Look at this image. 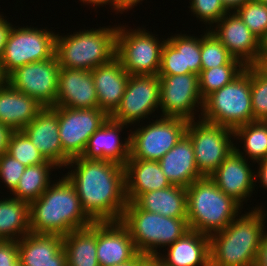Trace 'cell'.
Listing matches in <instances>:
<instances>
[{
	"label": "cell",
	"instance_id": "ac0fdd59",
	"mask_svg": "<svg viewBox=\"0 0 267 266\" xmlns=\"http://www.w3.org/2000/svg\"><path fill=\"white\" fill-rule=\"evenodd\" d=\"M23 131L46 160L66 167L70 159L59 137L58 106L44 107Z\"/></svg>",
	"mask_w": 267,
	"mask_h": 266
},
{
	"label": "cell",
	"instance_id": "484cf974",
	"mask_svg": "<svg viewBox=\"0 0 267 266\" xmlns=\"http://www.w3.org/2000/svg\"><path fill=\"white\" fill-rule=\"evenodd\" d=\"M158 162L171 185L187 188L203 177L197 169L194 148L186 134Z\"/></svg>",
	"mask_w": 267,
	"mask_h": 266
},
{
	"label": "cell",
	"instance_id": "f907efd6",
	"mask_svg": "<svg viewBox=\"0 0 267 266\" xmlns=\"http://www.w3.org/2000/svg\"><path fill=\"white\" fill-rule=\"evenodd\" d=\"M81 2L86 3V4H92L93 6H104L110 4L111 9L113 10V0H80Z\"/></svg>",
	"mask_w": 267,
	"mask_h": 266
},
{
	"label": "cell",
	"instance_id": "4fadbf2b",
	"mask_svg": "<svg viewBox=\"0 0 267 266\" xmlns=\"http://www.w3.org/2000/svg\"><path fill=\"white\" fill-rule=\"evenodd\" d=\"M60 68L54 56L15 69L6 77V82L12 88L33 97L43 107H54Z\"/></svg>",
	"mask_w": 267,
	"mask_h": 266
},
{
	"label": "cell",
	"instance_id": "4dcf8cb0",
	"mask_svg": "<svg viewBox=\"0 0 267 266\" xmlns=\"http://www.w3.org/2000/svg\"><path fill=\"white\" fill-rule=\"evenodd\" d=\"M10 197L0 200V240L17 241L30 233L29 204Z\"/></svg>",
	"mask_w": 267,
	"mask_h": 266
},
{
	"label": "cell",
	"instance_id": "c3c4849f",
	"mask_svg": "<svg viewBox=\"0 0 267 266\" xmlns=\"http://www.w3.org/2000/svg\"><path fill=\"white\" fill-rule=\"evenodd\" d=\"M223 6L228 12H235L238 8L242 7L250 0H221Z\"/></svg>",
	"mask_w": 267,
	"mask_h": 266
},
{
	"label": "cell",
	"instance_id": "e575fe53",
	"mask_svg": "<svg viewBox=\"0 0 267 266\" xmlns=\"http://www.w3.org/2000/svg\"><path fill=\"white\" fill-rule=\"evenodd\" d=\"M251 103L254 121H267V67L251 65Z\"/></svg>",
	"mask_w": 267,
	"mask_h": 266
},
{
	"label": "cell",
	"instance_id": "7c38bea8",
	"mask_svg": "<svg viewBox=\"0 0 267 266\" xmlns=\"http://www.w3.org/2000/svg\"><path fill=\"white\" fill-rule=\"evenodd\" d=\"M160 79V110L162 117L196 120V107L202 114L204 100L199 92L198 75H158Z\"/></svg>",
	"mask_w": 267,
	"mask_h": 266
},
{
	"label": "cell",
	"instance_id": "2e32d148",
	"mask_svg": "<svg viewBox=\"0 0 267 266\" xmlns=\"http://www.w3.org/2000/svg\"><path fill=\"white\" fill-rule=\"evenodd\" d=\"M232 13V14H231ZM213 34L228 52L245 66L255 65L258 59L259 38L253 34L236 12H227L216 24Z\"/></svg>",
	"mask_w": 267,
	"mask_h": 266
},
{
	"label": "cell",
	"instance_id": "8d00e7d4",
	"mask_svg": "<svg viewBox=\"0 0 267 266\" xmlns=\"http://www.w3.org/2000/svg\"><path fill=\"white\" fill-rule=\"evenodd\" d=\"M7 153L26 167L38 165L46 161L23 130L13 131Z\"/></svg>",
	"mask_w": 267,
	"mask_h": 266
},
{
	"label": "cell",
	"instance_id": "f546056e",
	"mask_svg": "<svg viewBox=\"0 0 267 266\" xmlns=\"http://www.w3.org/2000/svg\"><path fill=\"white\" fill-rule=\"evenodd\" d=\"M67 266H99L97 258V222L63 236Z\"/></svg>",
	"mask_w": 267,
	"mask_h": 266
},
{
	"label": "cell",
	"instance_id": "f1b7e54d",
	"mask_svg": "<svg viewBox=\"0 0 267 266\" xmlns=\"http://www.w3.org/2000/svg\"><path fill=\"white\" fill-rule=\"evenodd\" d=\"M140 209L172 218H187L186 188L171 185L146 192L133 201Z\"/></svg>",
	"mask_w": 267,
	"mask_h": 266
},
{
	"label": "cell",
	"instance_id": "ba28073f",
	"mask_svg": "<svg viewBox=\"0 0 267 266\" xmlns=\"http://www.w3.org/2000/svg\"><path fill=\"white\" fill-rule=\"evenodd\" d=\"M117 27L115 57L129 75H158L163 41L145 28Z\"/></svg>",
	"mask_w": 267,
	"mask_h": 266
},
{
	"label": "cell",
	"instance_id": "ffe728a7",
	"mask_svg": "<svg viewBox=\"0 0 267 266\" xmlns=\"http://www.w3.org/2000/svg\"><path fill=\"white\" fill-rule=\"evenodd\" d=\"M55 106L98 108L92 70L60 68Z\"/></svg>",
	"mask_w": 267,
	"mask_h": 266
},
{
	"label": "cell",
	"instance_id": "db71d44e",
	"mask_svg": "<svg viewBox=\"0 0 267 266\" xmlns=\"http://www.w3.org/2000/svg\"><path fill=\"white\" fill-rule=\"evenodd\" d=\"M12 266H22L19 259Z\"/></svg>",
	"mask_w": 267,
	"mask_h": 266
},
{
	"label": "cell",
	"instance_id": "7dc6e473",
	"mask_svg": "<svg viewBox=\"0 0 267 266\" xmlns=\"http://www.w3.org/2000/svg\"><path fill=\"white\" fill-rule=\"evenodd\" d=\"M256 264L258 266H267V236L265 234L261 241Z\"/></svg>",
	"mask_w": 267,
	"mask_h": 266
},
{
	"label": "cell",
	"instance_id": "7bdbcfd3",
	"mask_svg": "<svg viewBox=\"0 0 267 266\" xmlns=\"http://www.w3.org/2000/svg\"><path fill=\"white\" fill-rule=\"evenodd\" d=\"M13 129L0 122V156L7 152L10 137Z\"/></svg>",
	"mask_w": 267,
	"mask_h": 266
},
{
	"label": "cell",
	"instance_id": "74e56055",
	"mask_svg": "<svg viewBox=\"0 0 267 266\" xmlns=\"http://www.w3.org/2000/svg\"><path fill=\"white\" fill-rule=\"evenodd\" d=\"M235 12L259 39L267 32V5L264 3L250 0Z\"/></svg>",
	"mask_w": 267,
	"mask_h": 266
},
{
	"label": "cell",
	"instance_id": "d590c367",
	"mask_svg": "<svg viewBox=\"0 0 267 266\" xmlns=\"http://www.w3.org/2000/svg\"><path fill=\"white\" fill-rule=\"evenodd\" d=\"M201 35V69L228 64L234 57L208 28Z\"/></svg>",
	"mask_w": 267,
	"mask_h": 266
},
{
	"label": "cell",
	"instance_id": "44dd1931",
	"mask_svg": "<svg viewBox=\"0 0 267 266\" xmlns=\"http://www.w3.org/2000/svg\"><path fill=\"white\" fill-rule=\"evenodd\" d=\"M17 241L22 266H67L63 236L30 232Z\"/></svg>",
	"mask_w": 267,
	"mask_h": 266
},
{
	"label": "cell",
	"instance_id": "f35d334b",
	"mask_svg": "<svg viewBox=\"0 0 267 266\" xmlns=\"http://www.w3.org/2000/svg\"><path fill=\"white\" fill-rule=\"evenodd\" d=\"M190 8L192 14L197 20L205 22L211 26L217 23L228 11L223 6L221 0H190Z\"/></svg>",
	"mask_w": 267,
	"mask_h": 266
},
{
	"label": "cell",
	"instance_id": "11a10c76",
	"mask_svg": "<svg viewBox=\"0 0 267 266\" xmlns=\"http://www.w3.org/2000/svg\"><path fill=\"white\" fill-rule=\"evenodd\" d=\"M158 266H165L164 264H162L161 262H160V259L158 258Z\"/></svg>",
	"mask_w": 267,
	"mask_h": 266
},
{
	"label": "cell",
	"instance_id": "4316f807",
	"mask_svg": "<svg viewBox=\"0 0 267 266\" xmlns=\"http://www.w3.org/2000/svg\"><path fill=\"white\" fill-rule=\"evenodd\" d=\"M126 198L133 202L139 195L171 186L158 161L133 159L124 165Z\"/></svg>",
	"mask_w": 267,
	"mask_h": 266
},
{
	"label": "cell",
	"instance_id": "9a60e30c",
	"mask_svg": "<svg viewBox=\"0 0 267 266\" xmlns=\"http://www.w3.org/2000/svg\"><path fill=\"white\" fill-rule=\"evenodd\" d=\"M160 109V79L158 75H130L126 90L110 118L131 126L140 123Z\"/></svg>",
	"mask_w": 267,
	"mask_h": 266
},
{
	"label": "cell",
	"instance_id": "d6986e66",
	"mask_svg": "<svg viewBox=\"0 0 267 266\" xmlns=\"http://www.w3.org/2000/svg\"><path fill=\"white\" fill-rule=\"evenodd\" d=\"M201 72V37L175 34L167 38L158 75H183Z\"/></svg>",
	"mask_w": 267,
	"mask_h": 266
},
{
	"label": "cell",
	"instance_id": "6da1fadb",
	"mask_svg": "<svg viewBox=\"0 0 267 266\" xmlns=\"http://www.w3.org/2000/svg\"><path fill=\"white\" fill-rule=\"evenodd\" d=\"M69 167L74 169L65 176L74 185L86 214L94 222L120 221L128 203L124 166L81 156L71 159L65 168Z\"/></svg>",
	"mask_w": 267,
	"mask_h": 266
},
{
	"label": "cell",
	"instance_id": "cb8c5ba5",
	"mask_svg": "<svg viewBox=\"0 0 267 266\" xmlns=\"http://www.w3.org/2000/svg\"><path fill=\"white\" fill-rule=\"evenodd\" d=\"M129 76L116 57L92 70L98 97V108L105 111L109 116L120 105Z\"/></svg>",
	"mask_w": 267,
	"mask_h": 266
},
{
	"label": "cell",
	"instance_id": "60d3db41",
	"mask_svg": "<svg viewBox=\"0 0 267 266\" xmlns=\"http://www.w3.org/2000/svg\"><path fill=\"white\" fill-rule=\"evenodd\" d=\"M18 260V241L0 240V266H12Z\"/></svg>",
	"mask_w": 267,
	"mask_h": 266
},
{
	"label": "cell",
	"instance_id": "bcb514c9",
	"mask_svg": "<svg viewBox=\"0 0 267 266\" xmlns=\"http://www.w3.org/2000/svg\"><path fill=\"white\" fill-rule=\"evenodd\" d=\"M259 169L255 172V179H258V183L262 184V188H267V159L257 162ZM259 177V178H258Z\"/></svg>",
	"mask_w": 267,
	"mask_h": 266
},
{
	"label": "cell",
	"instance_id": "7a4b0ae2",
	"mask_svg": "<svg viewBox=\"0 0 267 266\" xmlns=\"http://www.w3.org/2000/svg\"><path fill=\"white\" fill-rule=\"evenodd\" d=\"M58 180L29 204L30 232L64 236L94 222L84 211L74 185L65 175Z\"/></svg>",
	"mask_w": 267,
	"mask_h": 266
},
{
	"label": "cell",
	"instance_id": "30bf717a",
	"mask_svg": "<svg viewBox=\"0 0 267 266\" xmlns=\"http://www.w3.org/2000/svg\"><path fill=\"white\" fill-rule=\"evenodd\" d=\"M188 121L186 135L190 138L197 169L203 177L210 176L225 158L233 152L234 131L223 125L202 119Z\"/></svg>",
	"mask_w": 267,
	"mask_h": 266
},
{
	"label": "cell",
	"instance_id": "f6af8a7d",
	"mask_svg": "<svg viewBox=\"0 0 267 266\" xmlns=\"http://www.w3.org/2000/svg\"><path fill=\"white\" fill-rule=\"evenodd\" d=\"M143 0H113V10L118 14L123 12H127L128 9L134 8L137 6L136 4L140 3Z\"/></svg>",
	"mask_w": 267,
	"mask_h": 266
},
{
	"label": "cell",
	"instance_id": "681fc988",
	"mask_svg": "<svg viewBox=\"0 0 267 266\" xmlns=\"http://www.w3.org/2000/svg\"><path fill=\"white\" fill-rule=\"evenodd\" d=\"M147 255L142 254V253H138L133 259L128 260L126 262L123 263H119V264H114L111 266H138L139 263L146 257Z\"/></svg>",
	"mask_w": 267,
	"mask_h": 266
},
{
	"label": "cell",
	"instance_id": "7402d4cb",
	"mask_svg": "<svg viewBox=\"0 0 267 266\" xmlns=\"http://www.w3.org/2000/svg\"><path fill=\"white\" fill-rule=\"evenodd\" d=\"M138 253L128 229L120 221L97 222L99 266L123 263Z\"/></svg>",
	"mask_w": 267,
	"mask_h": 266
},
{
	"label": "cell",
	"instance_id": "e0dca14e",
	"mask_svg": "<svg viewBox=\"0 0 267 266\" xmlns=\"http://www.w3.org/2000/svg\"><path fill=\"white\" fill-rule=\"evenodd\" d=\"M253 171L248 160L234 149L209 177L227 196L243 206V201H248L255 190L257 182Z\"/></svg>",
	"mask_w": 267,
	"mask_h": 266
},
{
	"label": "cell",
	"instance_id": "816d5d0a",
	"mask_svg": "<svg viewBox=\"0 0 267 266\" xmlns=\"http://www.w3.org/2000/svg\"><path fill=\"white\" fill-rule=\"evenodd\" d=\"M138 266H158V257L147 255Z\"/></svg>",
	"mask_w": 267,
	"mask_h": 266
},
{
	"label": "cell",
	"instance_id": "3957f363",
	"mask_svg": "<svg viewBox=\"0 0 267 266\" xmlns=\"http://www.w3.org/2000/svg\"><path fill=\"white\" fill-rule=\"evenodd\" d=\"M254 209V210H252ZM251 208L238 215L210 239V266H251L256 264L265 233L267 210ZM266 212V213H265ZM265 220V222H264Z\"/></svg>",
	"mask_w": 267,
	"mask_h": 266
},
{
	"label": "cell",
	"instance_id": "f5cc1de1",
	"mask_svg": "<svg viewBox=\"0 0 267 266\" xmlns=\"http://www.w3.org/2000/svg\"><path fill=\"white\" fill-rule=\"evenodd\" d=\"M6 83V76L4 75L0 65V88Z\"/></svg>",
	"mask_w": 267,
	"mask_h": 266
},
{
	"label": "cell",
	"instance_id": "5b68a950",
	"mask_svg": "<svg viewBox=\"0 0 267 266\" xmlns=\"http://www.w3.org/2000/svg\"><path fill=\"white\" fill-rule=\"evenodd\" d=\"M117 27L90 28L73 34H56L55 56L69 69L93 70L115 57Z\"/></svg>",
	"mask_w": 267,
	"mask_h": 266
},
{
	"label": "cell",
	"instance_id": "ee69618b",
	"mask_svg": "<svg viewBox=\"0 0 267 266\" xmlns=\"http://www.w3.org/2000/svg\"><path fill=\"white\" fill-rule=\"evenodd\" d=\"M255 65L267 67V32L259 39L258 59Z\"/></svg>",
	"mask_w": 267,
	"mask_h": 266
},
{
	"label": "cell",
	"instance_id": "d4e9b609",
	"mask_svg": "<svg viewBox=\"0 0 267 266\" xmlns=\"http://www.w3.org/2000/svg\"><path fill=\"white\" fill-rule=\"evenodd\" d=\"M157 257L165 266H210L209 236L189 230Z\"/></svg>",
	"mask_w": 267,
	"mask_h": 266
},
{
	"label": "cell",
	"instance_id": "836d02e7",
	"mask_svg": "<svg viewBox=\"0 0 267 266\" xmlns=\"http://www.w3.org/2000/svg\"><path fill=\"white\" fill-rule=\"evenodd\" d=\"M245 65L233 58L228 64L211 69H201L198 75L199 92L203 100L212 92L231 83L245 70Z\"/></svg>",
	"mask_w": 267,
	"mask_h": 266
},
{
	"label": "cell",
	"instance_id": "8992f818",
	"mask_svg": "<svg viewBox=\"0 0 267 266\" xmlns=\"http://www.w3.org/2000/svg\"><path fill=\"white\" fill-rule=\"evenodd\" d=\"M120 222L128 229L139 253L157 256V248L170 246L186 232L187 218H172L140 209L128 202Z\"/></svg>",
	"mask_w": 267,
	"mask_h": 266
},
{
	"label": "cell",
	"instance_id": "9c48e42d",
	"mask_svg": "<svg viewBox=\"0 0 267 266\" xmlns=\"http://www.w3.org/2000/svg\"><path fill=\"white\" fill-rule=\"evenodd\" d=\"M55 40L56 33L46 28L12 27L0 61L4 75L23 65L53 58Z\"/></svg>",
	"mask_w": 267,
	"mask_h": 266
},
{
	"label": "cell",
	"instance_id": "277c9868",
	"mask_svg": "<svg viewBox=\"0 0 267 266\" xmlns=\"http://www.w3.org/2000/svg\"><path fill=\"white\" fill-rule=\"evenodd\" d=\"M186 191L189 229L208 236L223 230L243 209L220 190L209 176L197 179Z\"/></svg>",
	"mask_w": 267,
	"mask_h": 266
},
{
	"label": "cell",
	"instance_id": "52a82bcc",
	"mask_svg": "<svg viewBox=\"0 0 267 266\" xmlns=\"http://www.w3.org/2000/svg\"><path fill=\"white\" fill-rule=\"evenodd\" d=\"M199 119L231 129L254 121L251 103V65L231 83L204 99Z\"/></svg>",
	"mask_w": 267,
	"mask_h": 266
},
{
	"label": "cell",
	"instance_id": "603a6c76",
	"mask_svg": "<svg viewBox=\"0 0 267 266\" xmlns=\"http://www.w3.org/2000/svg\"><path fill=\"white\" fill-rule=\"evenodd\" d=\"M128 125L109 118L88 140L82 157L86 159L110 160L125 165L130 157V135L124 141L120 132Z\"/></svg>",
	"mask_w": 267,
	"mask_h": 266
},
{
	"label": "cell",
	"instance_id": "ab89813d",
	"mask_svg": "<svg viewBox=\"0 0 267 266\" xmlns=\"http://www.w3.org/2000/svg\"><path fill=\"white\" fill-rule=\"evenodd\" d=\"M25 168V165L7 152L0 156V180L5 183L10 194L16 189Z\"/></svg>",
	"mask_w": 267,
	"mask_h": 266
},
{
	"label": "cell",
	"instance_id": "1f68e13d",
	"mask_svg": "<svg viewBox=\"0 0 267 266\" xmlns=\"http://www.w3.org/2000/svg\"><path fill=\"white\" fill-rule=\"evenodd\" d=\"M58 166L46 160L44 163L32 165L25 168L16 189L11 193L14 198L30 204L37 200L52 184L49 176L53 169ZM52 169V170H51Z\"/></svg>",
	"mask_w": 267,
	"mask_h": 266
},
{
	"label": "cell",
	"instance_id": "9f6ffc18",
	"mask_svg": "<svg viewBox=\"0 0 267 266\" xmlns=\"http://www.w3.org/2000/svg\"><path fill=\"white\" fill-rule=\"evenodd\" d=\"M261 3H264L265 5H267V0H259Z\"/></svg>",
	"mask_w": 267,
	"mask_h": 266
},
{
	"label": "cell",
	"instance_id": "b9f144b4",
	"mask_svg": "<svg viewBox=\"0 0 267 266\" xmlns=\"http://www.w3.org/2000/svg\"><path fill=\"white\" fill-rule=\"evenodd\" d=\"M3 17L4 16L0 14V61L4 53L8 35L13 27L11 22H9L8 19H4Z\"/></svg>",
	"mask_w": 267,
	"mask_h": 266
},
{
	"label": "cell",
	"instance_id": "d6a6232c",
	"mask_svg": "<svg viewBox=\"0 0 267 266\" xmlns=\"http://www.w3.org/2000/svg\"><path fill=\"white\" fill-rule=\"evenodd\" d=\"M234 139H238L243 144V153L235 145V150L242 155L259 162L267 159V121H253L247 124L240 125L234 130ZM245 154V155H244Z\"/></svg>",
	"mask_w": 267,
	"mask_h": 266
},
{
	"label": "cell",
	"instance_id": "8fae6325",
	"mask_svg": "<svg viewBox=\"0 0 267 266\" xmlns=\"http://www.w3.org/2000/svg\"><path fill=\"white\" fill-rule=\"evenodd\" d=\"M187 126V120L160 115L158 120L130 130V156L159 161L186 134Z\"/></svg>",
	"mask_w": 267,
	"mask_h": 266
},
{
	"label": "cell",
	"instance_id": "5bb4252c",
	"mask_svg": "<svg viewBox=\"0 0 267 266\" xmlns=\"http://www.w3.org/2000/svg\"><path fill=\"white\" fill-rule=\"evenodd\" d=\"M109 118L99 108L71 109L58 106L59 137L63 153L70 160L81 157L91 135Z\"/></svg>",
	"mask_w": 267,
	"mask_h": 266
},
{
	"label": "cell",
	"instance_id": "83f0119b",
	"mask_svg": "<svg viewBox=\"0 0 267 266\" xmlns=\"http://www.w3.org/2000/svg\"><path fill=\"white\" fill-rule=\"evenodd\" d=\"M43 108L33 97L7 82L0 88V122L13 130H23Z\"/></svg>",
	"mask_w": 267,
	"mask_h": 266
}]
</instances>
